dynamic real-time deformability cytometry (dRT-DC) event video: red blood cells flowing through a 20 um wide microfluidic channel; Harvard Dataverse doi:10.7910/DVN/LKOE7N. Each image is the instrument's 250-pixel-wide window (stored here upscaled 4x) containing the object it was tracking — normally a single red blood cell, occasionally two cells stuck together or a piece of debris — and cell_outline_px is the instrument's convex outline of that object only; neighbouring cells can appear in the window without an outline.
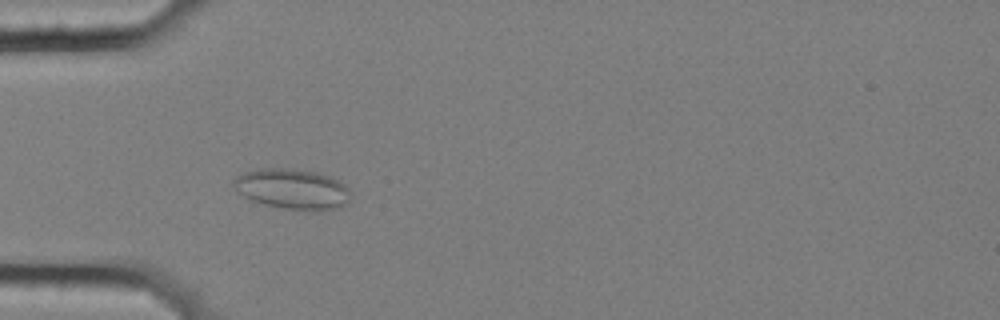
{"species": "common noctule bat (a hibernating species)", "species_latin": "Nyctalus noctula", "temperature_condition": "cold", "stored_images_in_passage": 56, "camera_frame_rate_fps": 3000, "um_per_image_px": 0.085, "animal": {"sex": "female", "body_mass_g": 25.1}, "frame": {"image": 1, "passage_image": 16, "time_ms": 5.0, "image_size_px": [1000, 320], "cell_outline_px": [[352, 196], [348, 204], [340, 208], [320, 212], [312, 212], [284, 208], [264, 204], [252, 200], [244, 196], [232, 184], [232, 180], [236, 176], [244, 172], [256, 168], [284, 168], [316, 172], [332, 176], [344, 184], [348, 188]], "centroid_in_image_um": [24.92, 16.08], "position_along_channel_um": 60.1, "area_um2": 28.09}}
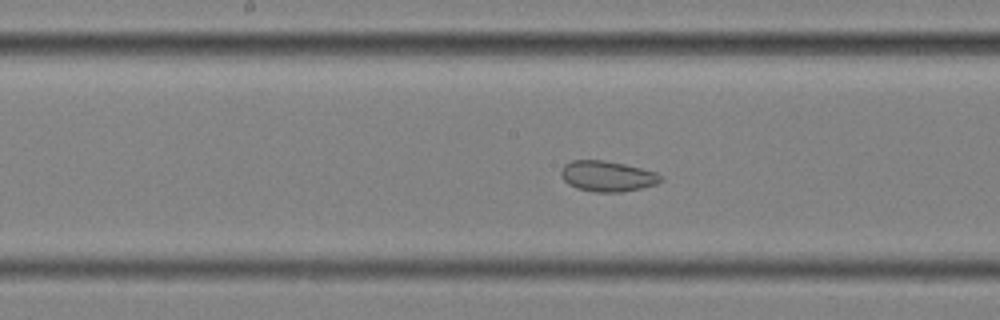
{"frame": {"image": 2, "passage_image": 28, "time_ms": 9.0, "image_size_px": [1000, 320], "cell_outline_px": [[664, 180], [656, 184], [640, 188], [620, 192], [596, 192], [576, 188], [568, 184], [560, 176], [560, 172], [564, 164], [572, 160], [604, 160], [624, 164], [656, 172]], "centroid_in_image_um": [51.59, 14.97], "position_along_channel_um": 196.6, "area_um2": 17.74}}
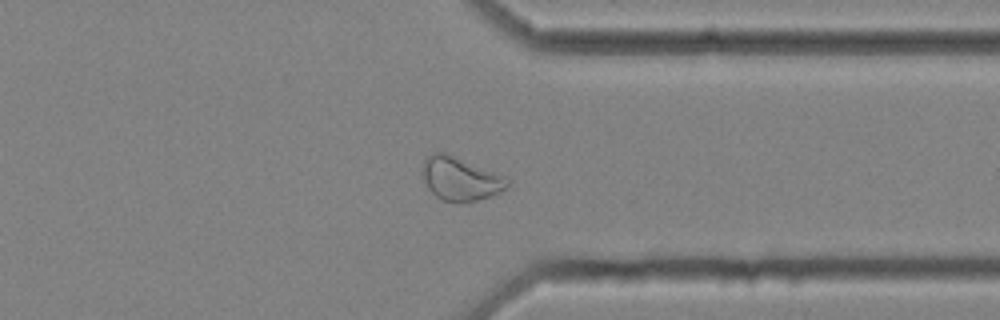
{"frame": {"image": 3, "passage_image": 43, "time_ms": 14.0, "image_size_px": [1000, 320], "cell_outline_px": [[508, 184], [500, 192], [492, 196], [476, 200], [444, 200], [436, 196], [428, 188], [420, 172], [424, 160], [432, 152], [444, 152], [504, 176], [508, 180]], "centroid_in_image_um": [39.08, 15.17], "position_along_channel_um": 372.3, "area_um2": 20.92}, "authors_computed_cell_mechanics": {"area_um2": 23.7558, "velocity_mm_per_s": 3.5205, "shape_relaxation_time_tau1_ms": null, "shape_relaxation_time_tau2_ms": 1.8093, "deformation_change_tau1": null, "deformation_change_tau2": 0.068}}